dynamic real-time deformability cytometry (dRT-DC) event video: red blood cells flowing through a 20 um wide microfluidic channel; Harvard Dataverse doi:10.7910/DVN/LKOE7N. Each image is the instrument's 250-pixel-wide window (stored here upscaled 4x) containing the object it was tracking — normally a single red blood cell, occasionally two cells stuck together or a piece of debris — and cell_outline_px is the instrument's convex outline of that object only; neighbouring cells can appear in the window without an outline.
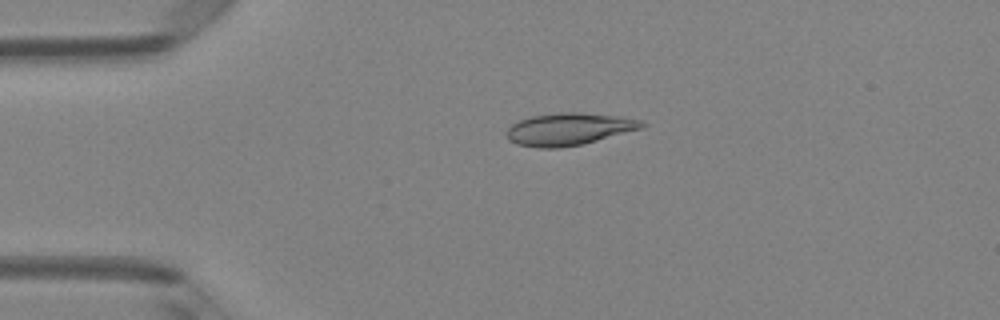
{"species": "Egyptian fruit bat (a non-hibernating species)", "species_latin": "Rousettus aegyptiacus", "temperature_condition": "room temperature", "stored_images_in_passage": 5, "camera_frame_rate_fps": 3000, "um_per_image_px": 0.085, "animal": {"sex": "female"}, "frame": {"image": 1, "passage_image": 4, "time_ms": 1.0, "image_size_px": [1000, 320], "cell_outline_px": [[648, 124], [644, 128], [580, 144], [560, 148], [540, 148], [516, 144], [508, 140], [508, 128], [512, 124], [520, 120], [532, 116], [560, 112], [580, 112], [620, 116], [644, 120]], "centroid_in_image_um": [48.41, 10.96], "position_along_channel_um": 36.6, "area_um2": 25.43}}